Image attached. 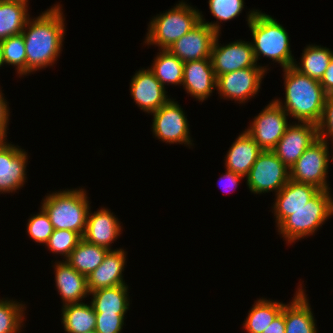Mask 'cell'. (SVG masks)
<instances>
[{"label": "cell", "mask_w": 333, "mask_h": 333, "mask_svg": "<svg viewBox=\"0 0 333 333\" xmlns=\"http://www.w3.org/2000/svg\"><path fill=\"white\" fill-rule=\"evenodd\" d=\"M65 20L60 2L27 20L22 31L26 49V76L48 66L54 67L64 47L67 31Z\"/></svg>", "instance_id": "1"}, {"label": "cell", "mask_w": 333, "mask_h": 333, "mask_svg": "<svg viewBox=\"0 0 333 333\" xmlns=\"http://www.w3.org/2000/svg\"><path fill=\"white\" fill-rule=\"evenodd\" d=\"M285 98L274 100L288 116L297 122L317 124L321 118L327 94L320 81L303 75L292 66L283 70Z\"/></svg>", "instance_id": "2"}, {"label": "cell", "mask_w": 333, "mask_h": 333, "mask_svg": "<svg viewBox=\"0 0 333 333\" xmlns=\"http://www.w3.org/2000/svg\"><path fill=\"white\" fill-rule=\"evenodd\" d=\"M247 25L251 31V44L257 64L267 72L269 64L258 63L263 56L279 64L282 69L293 66L295 60L290 45L287 29L269 14L259 9H251L247 14Z\"/></svg>", "instance_id": "3"}, {"label": "cell", "mask_w": 333, "mask_h": 333, "mask_svg": "<svg viewBox=\"0 0 333 333\" xmlns=\"http://www.w3.org/2000/svg\"><path fill=\"white\" fill-rule=\"evenodd\" d=\"M88 193L84 188L57 190L47 193L41 207L48 214L54 229L71 230L83 236L90 209Z\"/></svg>", "instance_id": "4"}, {"label": "cell", "mask_w": 333, "mask_h": 333, "mask_svg": "<svg viewBox=\"0 0 333 333\" xmlns=\"http://www.w3.org/2000/svg\"><path fill=\"white\" fill-rule=\"evenodd\" d=\"M332 216L333 194L328 190H320L306 206L293 211L276 227L277 234L286 244L293 245L292 243L315 235Z\"/></svg>", "instance_id": "5"}, {"label": "cell", "mask_w": 333, "mask_h": 333, "mask_svg": "<svg viewBox=\"0 0 333 333\" xmlns=\"http://www.w3.org/2000/svg\"><path fill=\"white\" fill-rule=\"evenodd\" d=\"M171 9L153 16L148 23L144 45L167 49L200 21V10L181 0Z\"/></svg>", "instance_id": "6"}, {"label": "cell", "mask_w": 333, "mask_h": 333, "mask_svg": "<svg viewBox=\"0 0 333 333\" xmlns=\"http://www.w3.org/2000/svg\"><path fill=\"white\" fill-rule=\"evenodd\" d=\"M329 145V142L319 138L311 144L290 169V180L331 191L327 178L329 163L333 161V149L330 150Z\"/></svg>", "instance_id": "7"}, {"label": "cell", "mask_w": 333, "mask_h": 333, "mask_svg": "<svg viewBox=\"0 0 333 333\" xmlns=\"http://www.w3.org/2000/svg\"><path fill=\"white\" fill-rule=\"evenodd\" d=\"M176 99H171L158 110L151 113L153 116L151 131L155 138L166 144H181L193 148L194 141L191 138L189 121L185 110Z\"/></svg>", "instance_id": "8"}, {"label": "cell", "mask_w": 333, "mask_h": 333, "mask_svg": "<svg viewBox=\"0 0 333 333\" xmlns=\"http://www.w3.org/2000/svg\"><path fill=\"white\" fill-rule=\"evenodd\" d=\"M245 178L251 193L277 194L290 180V170L272 150H263Z\"/></svg>", "instance_id": "9"}, {"label": "cell", "mask_w": 333, "mask_h": 333, "mask_svg": "<svg viewBox=\"0 0 333 333\" xmlns=\"http://www.w3.org/2000/svg\"><path fill=\"white\" fill-rule=\"evenodd\" d=\"M260 113L254 116L246 131L262 150H273L277 142L291 123L285 110L275 101L271 100L263 107Z\"/></svg>", "instance_id": "10"}, {"label": "cell", "mask_w": 333, "mask_h": 333, "mask_svg": "<svg viewBox=\"0 0 333 333\" xmlns=\"http://www.w3.org/2000/svg\"><path fill=\"white\" fill-rule=\"evenodd\" d=\"M267 72L263 67H247L217 77L216 93L220 99L245 104L258 95Z\"/></svg>", "instance_id": "11"}, {"label": "cell", "mask_w": 333, "mask_h": 333, "mask_svg": "<svg viewBox=\"0 0 333 333\" xmlns=\"http://www.w3.org/2000/svg\"><path fill=\"white\" fill-rule=\"evenodd\" d=\"M217 34L211 49V61L216 78L222 74L247 67H261L257 64L251 41L242 39L223 45Z\"/></svg>", "instance_id": "12"}, {"label": "cell", "mask_w": 333, "mask_h": 333, "mask_svg": "<svg viewBox=\"0 0 333 333\" xmlns=\"http://www.w3.org/2000/svg\"><path fill=\"white\" fill-rule=\"evenodd\" d=\"M28 153L21 146L0 141V194L20 191L27 182Z\"/></svg>", "instance_id": "13"}, {"label": "cell", "mask_w": 333, "mask_h": 333, "mask_svg": "<svg viewBox=\"0 0 333 333\" xmlns=\"http://www.w3.org/2000/svg\"><path fill=\"white\" fill-rule=\"evenodd\" d=\"M318 139L317 124L291 122L272 150L290 170L304 151Z\"/></svg>", "instance_id": "14"}, {"label": "cell", "mask_w": 333, "mask_h": 333, "mask_svg": "<svg viewBox=\"0 0 333 333\" xmlns=\"http://www.w3.org/2000/svg\"><path fill=\"white\" fill-rule=\"evenodd\" d=\"M129 90L135 105L149 115L171 99L166 88L148 67L135 72L130 80Z\"/></svg>", "instance_id": "15"}, {"label": "cell", "mask_w": 333, "mask_h": 333, "mask_svg": "<svg viewBox=\"0 0 333 333\" xmlns=\"http://www.w3.org/2000/svg\"><path fill=\"white\" fill-rule=\"evenodd\" d=\"M121 224L120 219L110 209L103 206L93 213L90 207L82 239L108 250L120 249H113L112 243L116 242L123 233L124 228Z\"/></svg>", "instance_id": "16"}, {"label": "cell", "mask_w": 333, "mask_h": 333, "mask_svg": "<svg viewBox=\"0 0 333 333\" xmlns=\"http://www.w3.org/2000/svg\"><path fill=\"white\" fill-rule=\"evenodd\" d=\"M217 33L200 22L167 50L183 62L211 59V49Z\"/></svg>", "instance_id": "17"}, {"label": "cell", "mask_w": 333, "mask_h": 333, "mask_svg": "<svg viewBox=\"0 0 333 333\" xmlns=\"http://www.w3.org/2000/svg\"><path fill=\"white\" fill-rule=\"evenodd\" d=\"M217 85L211 59L184 62L182 86L187 95L199 102L212 96Z\"/></svg>", "instance_id": "18"}, {"label": "cell", "mask_w": 333, "mask_h": 333, "mask_svg": "<svg viewBox=\"0 0 333 333\" xmlns=\"http://www.w3.org/2000/svg\"><path fill=\"white\" fill-rule=\"evenodd\" d=\"M320 191L311 184L297 183L289 180L288 183L275 195L272 211L277 227L293 211L304 206Z\"/></svg>", "instance_id": "19"}, {"label": "cell", "mask_w": 333, "mask_h": 333, "mask_svg": "<svg viewBox=\"0 0 333 333\" xmlns=\"http://www.w3.org/2000/svg\"><path fill=\"white\" fill-rule=\"evenodd\" d=\"M51 262L55 274V289L61 296L62 306L81 303L84 298L89 297L87 276L77 272L63 259Z\"/></svg>", "instance_id": "20"}, {"label": "cell", "mask_w": 333, "mask_h": 333, "mask_svg": "<svg viewBox=\"0 0 333 333\" xmlns=\"http://www.w3.org/2000/svg\"><path fill=\"white\" fill-rule=\"evenodd\" d=\"M299 283L292 300L284 305L285 333H317V320L309 297L302 281Z\"/></svg>", "instance_id": "21"}, {"label": "cell", "mask_w": 333, "mask_h": 333, "mask_svg": "<svg viewBox=\"0 0 333 333\" xmlns=\"http://www.w3.org/2000/svg\"><path fill=\"white\" fill-rule=\"evenodd\" d=\"M120 248L110 250L104 261L87 276L89 293L98 289L127 285L124 280V270L127 263V251Z\"/></svg>", "instance_id": "22"}, {"label": "cell", "mask_w": 333, "mask_h": 333, "mask_svg": "<svg viewBox=\"0 0 333 333\" xmlns=\"http://www.w3.org/2000/svg\"><path fill=\"white\" fill-rule=\"evenodd\" d=\"M262 151L253 138L243 130L229 147L224 157V167L246 177Z\"/></svg>", "instance_id": "23"}, {"label": "cell", "mask_w": 333, "mask_h": 333, "mask_svg": "<svg viewBox=\"0 0 333 333\" xmlns=\"http://www.w3.org/2000/svg\"><path fill=\"white\" fill-rule=\"evenodd\" d=\"M128 285H118L90 292L89 301L96 314H126L130 308Z\"/></svg>", "instance_id": "24"}, {"label": "cell", "mask_w": 333, "mask_h": 333, "mask_svg": "<svg viewBox=\"0 0 333 333\" xmlns=\"http://www.w3.org/2000/svg\"><path fill=\"white\" fill-rule=\"evenodd\" d=\"M29 9V0H0V41L22 33Z\"/></svg>", "instance_id": "25"}, {"label": "cell", "mask_w": 333, "mask_h": 333, "mask_svg": "<svg viewBox=\"0 0 333 333\" xmlns=\"http://www.w3.org/2000/svg\"><path fill=\"white\" fill-rule=\"evenodd\" d=\"M65 333H88L95 330L96 313L91 303L67 304L61 308Z\"/></svg>", "instance_id": "26"}, {"label": "cell", "mask_w": 333, "mask_h": 333, "mask_svg": "<svg viewBox=\"0 0 333 333\" xmlns=\"http://www.w3.org/2000/svg\"><path fill=\"white\" fill-rule=\"evenodd\" d=\"M302 51L299 58L301 63L295 60L292 67L301 74L320 81L333 57V50L326 46L307 44Z\"/></svg>", "instance_id": "27"}, {"label": "cell", "mask_w": 333, "mask_h": 333, "mask_svg": "<svg viewBox=\"0 0 333 333\" xmlns=\"http://www.w3.org/2000/svg\"><path fill=\"white\" fill-rule=\"evenodd\" d=\"M285 303L260 297L255 300L243 321L247 333H263L273 320L282 312Z\"/></svg>", "instance_id": "28"}, {"label": "cell", "mask_w": 333, "mask_h": 333, "mask_svg": "<svg viewBox=\"0 0 333 333\" xmlns=\"http://www.w3.org/2000/svg\"><path fill=\"white\" fill-rule=\"evenodd\" d=\"M153 63L148 67L158 81L165 86H182L184 62L167 49H159Z\"/></svg>", "instance_id": "29"}, {"label": "cell", "mask_w": 333, "mask_h": 333, "mask_svg": "<svg viewBox=\"0 0 333 333\" xmlns=\"http://www.w3.org/2000/svg\"><path fill=\"white\" fill-rule=\"evenodd\" d=\"M109 251L105 247L81 239L65 261L77 272L88 276L104 261Z\"/></svg>", "instance_id": "30"}, {"label": "cell", "mask_w": 333, "mask_h": 333, "mask_svg": "<svg viewBox=\"0 0 333 333\" xmlns=\"http://www.w3.org/2000/svg\"><path fill=\"white\" fill-rule=\"evenodd\" d=\"M13 298H0V333H21L27 305Z\"/></svg>", "instance_id": "31"}, {"label": "cell", "mask_w": 333, "mask_h": 333, "mask_svg": "<svg viewBox=\"0 0 333 333\" xmlns=\"http://www.w3.org/2000/svg\"><path fill=\"white\" fill-rule=\"evenodd\" d=\"M244 3V0H208L210 13L216 18V22L205 21L202 11H200V21L212 28L217 34H221V23L239 17L245 8Z\"/></svg>", "instance_id": "32"}, {"label": "cell", "mask_w": 333, "mask_h": 333, "mask_svg": "<svg viewBox=\"0 0 333 333\" xmlns=\"http://www.w3.org/2000/svg\"><path fill=\"white\" fill-rule=\"evenodd\" d=\"M4 65L15 67L19 78L26 77V49L23 34L13 35L0 41Z\"/></svg>", "instance_id": "33"}, {"label": "cell", "mask_w": 333, "mask_h": 333, "mask_svg": "<svg viewBox=\"0 0 333 333\" xmlns=\"http://www.w3.org/2000/svg\"><path fill=\"white\" fill-rule=\"evenodd\" d=\"M81 239L82 236L78 232L54 229L45 246L49 252L63 256L65 261Z\"/></svg>", "instance_id": "34"}, {"label": "cell", "mask_w": 333, "mask_h": 333, "mask_svg": "<svg viewBox=\"0 0 333 333\" xmlns=\"http://www.w3.org/2000/svg\"><path fill=\"white\" fill-rule=\"evenodd\" d=\"M27 221L26 233L29 235V238H31L33 242L44 246L54 231L48 214L40 207L39 213L31 214Z\"/></svg>", "instance_id": "35"}, {"label": "cell", "mask_w": 333, "mask_h": 333, "mask_svg": "<svg viewBox=\"0 0 333 333\" xmlns=\"http://www.w3.org/2000/svg\"><path fill=\"white\" fill-rule=\"evenodd\" d=\"M318 138L328 143L333 149V95H327L321 118L317 123Z\"/></svg>", "instance_id": "36"}, {"label": "cell", "mask_w": 333, "mask_h": 333, "mask_svg": "<svg viewBox=\"0 0 333 333\" xmlns=\"http://www.w3.org/2000/svg\"><path fill=\"white\" fill-rule=\"evenodd\" d=\"M126 314H96L95 331L98 333H122Z\"/></svg>", "instance_id": "37"}, {"label": "cell", "mask_w": 333, "mask_h": 333, "mask_svg": "<svg viewBox=\"0 0 333 333\" xmlns=\"http://www.w3.org/2000/svg\"><path fill=\"white\" fill-rule=\"evenodd\" d=\"M3 87H0V141L7 140L8 125L10 119V107L9 102L5 99L4 93L2 92Z\"/></svg>", "instance_id": "38"}, {"label": "cell", "mask_w": 333, "mask_h": 333, "mask_svg": "<svg viewBox=\"0 0 333 333\" xmlns=\"http://www.w3.org/2000/svg\"><path fill=\"white\" fill-rule=\"evenodd\" d=\"M244 178V176L226 169L225 173H222V175L220 176L218 183L220 187H224L226 189L224 190L225 193H228L231 190L234 191L240 184L239 182H241V180H243Z\"/></svg>", "instance_id": "39"}, {"label": "cell", "mask_w": 333, "mask_h": 333, "mask_svg": "<svg viewBox=\"0 0 333 333\" xmlns=\"http://www.w3.org/2000/svg\"><path fill=\"white\" fill-rule=\"evenodd\" d=\"M320 84L327 95H333V57L325 70L323 78L320 80Z\"/></svg>", "instance_id": "40"}, {"label": "cell", "mask_w": 333, "mask_h": 333, "mask_svg": "<svg viewBox=\"0 0 333 333\" xmlns=\"http://www.w3.org/2000/svg\"><path fill=\"white\" fill-rule=\"evenodd\" d=\"M284 306L282 312L272 321L263 333H285Z\"/></svg>", "instance_id": "41"}, {"label": "cell", "mask_w": 333, "mask_h": 333, "mask_svg": "<svg viewBox=\"0 0 333 333\" xmlns=\"http://www.w3.org/2000/svg\"><path fill=\"white\" fill-rule=\"evenodd\" d=\"M4 66L3 60H2V50H1V45H0V69L1 67Z\"/></svg>", "instance_id": "42"}, {"label": "cell", "mask_w": 333, "mask_h": 333, "mask_svg": "<svg viewBox=\"0 0 333 333\" xmlns=\"http://www.w3.org/2000/svg\"><path fill=\"white\" fill-rule=\"evenodd\" d=\"M88 333H98V332L94 330V331H91V332H88Z\"/></svg>", "instance_id": "43"}]
</instances>
